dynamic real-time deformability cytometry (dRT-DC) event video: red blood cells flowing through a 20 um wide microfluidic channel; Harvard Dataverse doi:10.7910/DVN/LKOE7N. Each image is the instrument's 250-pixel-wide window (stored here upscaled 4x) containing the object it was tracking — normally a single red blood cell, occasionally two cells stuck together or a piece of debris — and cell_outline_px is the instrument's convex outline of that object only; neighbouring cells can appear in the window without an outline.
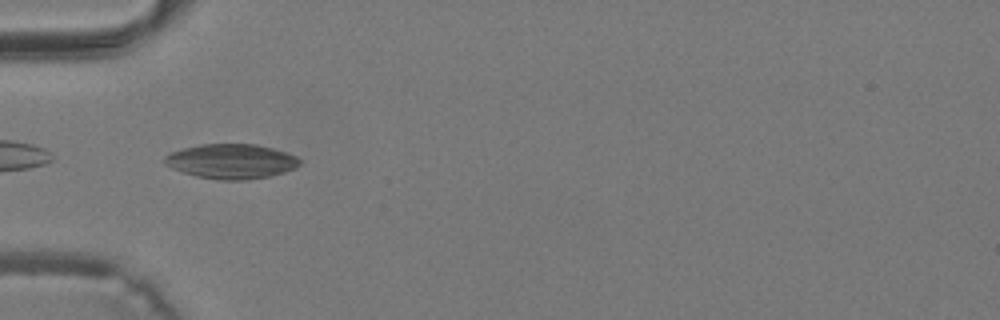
{"species": "common noctule bat (a hibernating species)", "species_latin": "Nyctalus noctula", "temperature_condition": "warm", "stored_images_in_passage": 19, "camera_frame_rate_fps": 3000, "um_per_image_px": 0.085, "animal": {"sex": "male", "body_mass_g": 19.2, "forearm_length_mm": 51.8}, "frame": {"image": 1, "passage_image": 1, "time_ms": 0.0, "image_size_px": [1000, 320], "cell_outline_px": [[300, 164], [296, 168], [284, 172], [268, 176], [248, 180], [220, 180], [196, 176], [172, 168], [164, 164], [164, 156], [168, 152], [200, 144], [256, 144], [272, 148], [296, 156], [300, 160]], "centroid_in_image_um": [19.64, 13.71], "position_along_channel_um": 65.4, "area_um2": 27.34}}
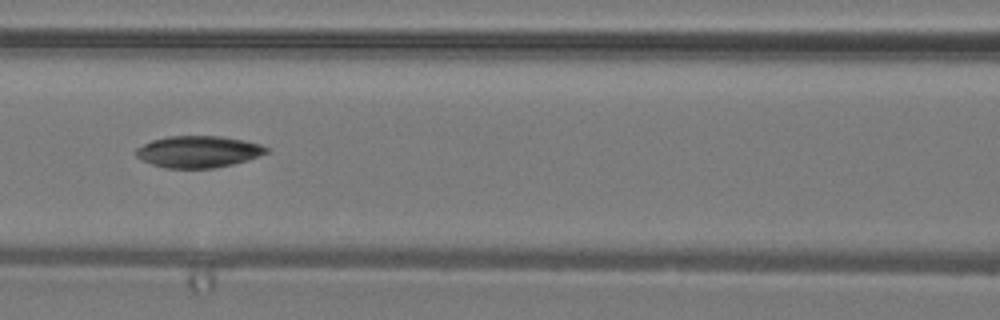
{"frame": {"image": 2, "passage_image": 6, "time_ms": 1.667, "image_size_px": [1000, 320], "cell_outline_px": [[268, 152], [232, 164], [212, 168], [168, 168], [152, 164], [140, 160], [136, 156], [136, 148], [152, 140], [168, 136], [220, 136], [244, 140], [260, 144], [268, 148]], "centroid_in_image_um": [16.81, 12.88], "position_along_channel_um": 149.8, "area_um2": 23.81}}
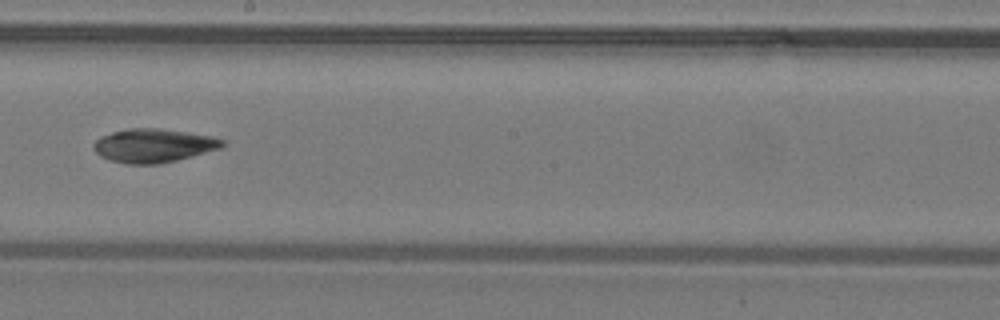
{"frame": {"image": 3, "passage_image": 11, "time_ms": 3.333, "image_size_px": [1000, 320], "cell_outline_px": [[224, 144], [220, 148], [192, 156], [160, 164], [128, 164], [112, 160], [100, 156], [92, 148], [92, 144], [100, 136], [112, 132], [128, 128], [160, 128], [212, 136], [224, 140]], "centroid_in_image_um": [13.02, 12.37], "position_along_channel_um": 235.2, "area_um2": 25.2}}